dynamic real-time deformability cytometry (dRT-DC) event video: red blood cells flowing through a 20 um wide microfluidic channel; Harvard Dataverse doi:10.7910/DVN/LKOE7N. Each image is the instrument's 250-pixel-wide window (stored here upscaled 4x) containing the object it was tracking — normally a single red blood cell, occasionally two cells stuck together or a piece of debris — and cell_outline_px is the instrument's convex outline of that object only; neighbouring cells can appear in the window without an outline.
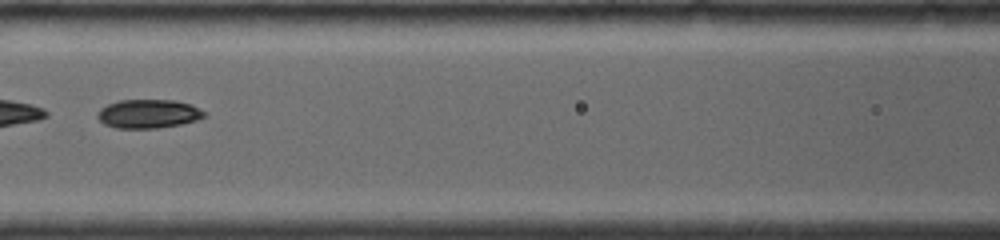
{"species": "common noctule bat (a hibernating species)", "species_latin": "Nyctalus noctula", "temperature_condition": "room temperature", "stored_images_in_passage": 16, "camera_frame_rate_fps": 4000, "um_per_image_px": 0.085, "animal": {"sex": "female", "body_mass_g": 19.0, "forearm_length_mm": 56.7}, "frame": {"image": 1, "passage_image": 10, "time_ms": 2.25, "image_size_px": [1000, 240], "cell_outline_px": [[208, 116], [196, 120], [180, 124], [156, 128], [116, 128], [104, 124], [96, 116], [96, 112], [100, 108], [108, 104], [120, 100], [176, 100], [192, 104], [208, 112]], "centroid_in_image_um": [12.65, 9.66], "position_along_channel_um": 154.0, "area_um2": 18.15}}